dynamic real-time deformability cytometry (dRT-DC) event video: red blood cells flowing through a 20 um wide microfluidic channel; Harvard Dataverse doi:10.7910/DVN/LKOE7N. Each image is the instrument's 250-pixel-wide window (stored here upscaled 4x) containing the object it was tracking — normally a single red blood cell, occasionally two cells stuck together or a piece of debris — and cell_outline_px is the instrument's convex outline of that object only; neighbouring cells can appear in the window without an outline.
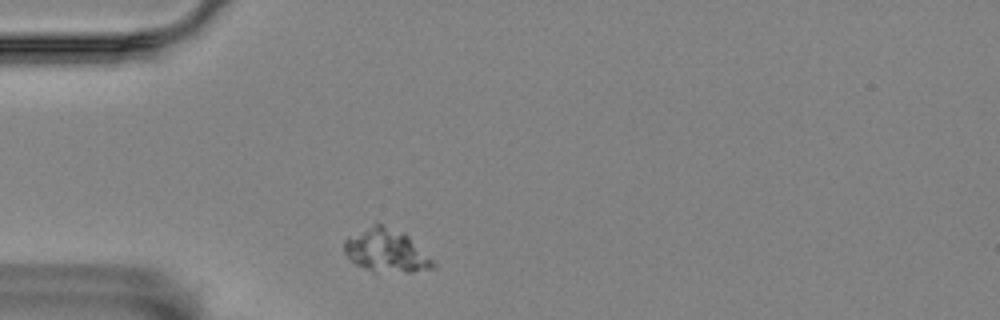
{"species": "Egyptian fruit bat (a non-hibernating species)", "species_latin": "Rousettus aegyptiacus", "temperature_condition": "room temperature", "stored_images_in_passage": 1, "camera_frame_rate_fps": 3000, "um_per_image_px": 0.085, "animal": {"sex": "female"}, "frame": {"image": 1, "passage_image": 1, "time_ms": 0.0, "image_size_px": [1000, 320], "cell_outline_px": [[436, 268], [412, 272], [372, 272], [356, 264], [344, 252], [344, 240], [348, 236], [372, 224], [384, 224], [404, 232], [436, 260]], "centroid_in_image_um": [32.88, 21.31], "position_along_channel_um": 52.1, "area_um2": 22.77}}